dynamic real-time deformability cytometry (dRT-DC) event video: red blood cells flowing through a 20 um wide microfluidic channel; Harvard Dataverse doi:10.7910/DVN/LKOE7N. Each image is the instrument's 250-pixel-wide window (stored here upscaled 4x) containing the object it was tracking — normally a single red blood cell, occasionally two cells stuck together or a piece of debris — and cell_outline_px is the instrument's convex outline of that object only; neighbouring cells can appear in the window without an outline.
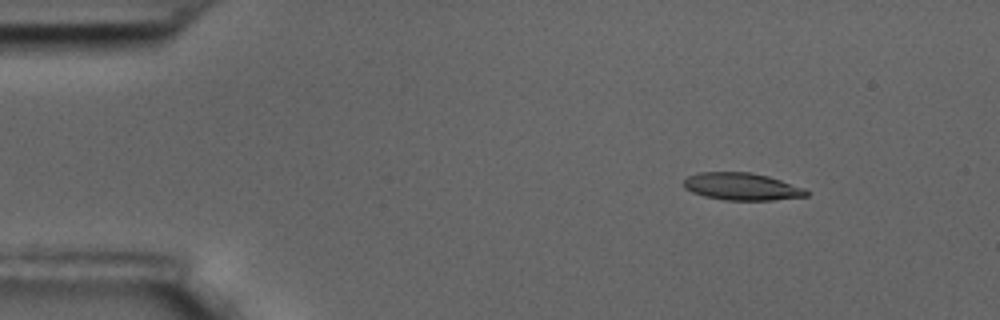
{"species": "common noctule bat (a hibernating species)", "species_latin": "Nyctalus noctula", "temperature_condition": "room temperature", "stored_images_in_passage": 7, "camera_frame_rate_fps": 3000, "um_per_image_px": 0.085, "animal": {"sex": "male", "body_mass_g": 17.5, "forearm_length_mm": 52.3}, "frame": {"image": 1, "passage_image": 3, "time_ms": 0.667, "image_size_px": [1000, 320], "cell_outline_px": [[808, 196], [772, 200], [724, 200], [704, 196], [692, 192], [684, 188], [684, 180], [688, 176], [700, 172], [752, 172], [768, 176], [804, 188], [808, 192]], "centroid_in_image_um": [63.04, 15.86], "position_along_channel_um": 22.0, "area_um2": 19.48}}
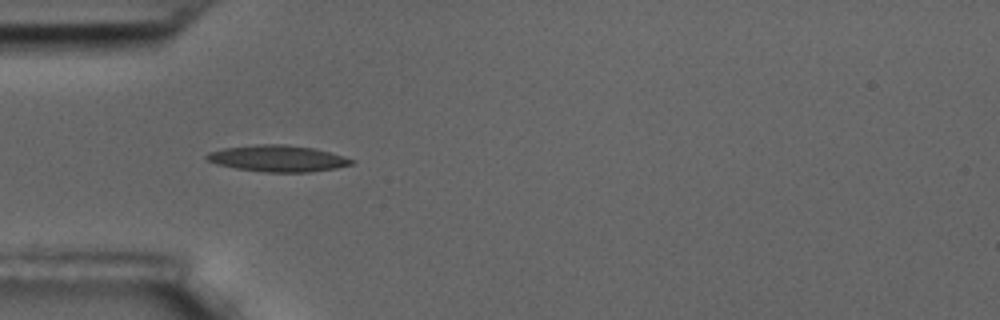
{"frame": {"image": 2, "passage_image": 6, "time_ms": 1.667, "image_size_px": [1000, 320], "cell_outline_px": [[356, 160], [352, 164], [336, 168], [308, 172], [264, 172], [236, 168], [216, 164], [208, 160], [204, 156], [208, 152], [224, 148], [260, 144], [288, 144], [316, 148]], "centroid_in_image_um": [23.61, 13.46], "position_along_channel_um": 61.4, "area_um2": 22.31}}